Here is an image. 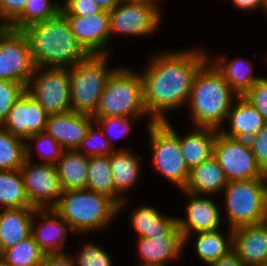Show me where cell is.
Returning <instances> with one entry per match:
<instances>
[{
  "label": "cell",
  "instance_id": "15",
  "mask_svg": "<svg viewBox=\"0 0 267 266\" xmlns=\"http://www.w3.org/2000/svg\"><path fill=\"white\" fill-rule=\"evenodd\" d=\"M72 33L89 55H108L110 39L109 11L88 16H65ZM109 50V51H108Z\"/></svg>",
  "mask_w": 267,
  "mask_h": 266
},
{
  "label": "cell",
  "instance_id": "10",
  "mask_svg": "<svg viewBox=\"0 0 267 266\" xmlns=\"http://www.w3.org/2000/svg\"><path fill=\"white\" fill-rule=\"evenodd\" d=\"M213 157L229 181L267 179L258 165L247 139L230 138L218 131L214 140Z\"/></svg>",
  "mask_w": 267,
  "mask_h": 266
},
{
  "label": "cell",
  "instance_id": "17",
  "mask_svg": "<svg viewBox=\"0 0 267 266\" xmlns=\"http://www.w3.org/2000/svg\"><path fill=\"white\" fill-rule=\"evenodd\" d=\"M35 217L40 218L39 224ZM68 230L73 232L69 223L53 208L35 210L31 235L45 254L64 252Z\"/></svg>",
  "mask_w": 267,
  "mask_h": 266
},
{
  "label": "cell",
  "instance_id": "4",
  "mask_svg": "<svg viewBox=\"0 0 267 266\" xmlns=\"http://www.w3.org/2000/svg\"><path fill=\"white\" fill-rule=\"evenodd\" d=\"M53 209L76 234L103 229L119 215V205L112 198L89 189L63 191Z\"/></svg>",
  "mask_w": 267,
  "mask_h": 266
},
{
  "label": "cell",
  "instance_id": "36",
  "mask_svg": "<svg viewBox=\"0 0 267 266\" xmlns=\"http://www.w3.org/2000/svg\"><path fill=\"white\" fill-rule=\"evenodd\" d=\"M115 150L95 121L91 124L86 137L77 148L78 152L88 157L110 156Z\"/></svg>",
  "mask_w": 267,
  "mask_h": 266
},
{
  "label": "cell",
  "instance_id": "23",
  "mask_svg": "<svg viewBox=\"0 0 267 266\" xmlns=\"http://www.w3.org/2000/svg\"><path fill=\"white\" fill-rule=\"evenodd\" d=\"M136 240L141 258L138 266H167L168 261L181 257L185 248L183 236L140 237Z\"/></svg>",
  "mask_w": 267,
  "mask_h": 266
},
{
  "label": "cell",
  "instance_id": "45",
  "mask_svg": "<svg viewBox=\"0 0 267 266\" xmlns=\"http://www.w3.org/2000/svg\"><path fill=\"white\" fill-rule=\"evenodd\" d=\"M232 4L243 11H254L258 8L263 9L267 15V0H230Z\"/></svg>",
  "mask_w": 267,
  "mask_h": 266
},
{
  "label": "cell",
  "instance_id": "5",
  "mask_svg": "<svg viewBox=\"0 0 267 266\" xmlns=\"http://www.w3.org/2000/svg\"><path fill=\"white\" fill-rule=\"evenodd\" d=\"M118 67L109 77L93 117L146 116L140 72Z\"/></svg>",
  "mask_w": 267,
  "mask_h": 266
},
{
  "label": "cell",
  "instance_id": "37",
  "mask_svg": "<svg viewBox=\"0 0 267 266\" xmlns=\"http://www.w3.org/2000/svg\"><path fill=\"white\" fill-rule=\"evenodd\" d=\"M141 117L144 118V116L93 118L96 124H98L101 128L110 145L114 147L112 138L117 139L125 137L130 132L132 123H135V121L137 122V120H140Z\"/></svg>",
  "mask_w": 267,
  "mask_h": 266
},
{
  "label": "cell",
  "instance_id": "7",
  "mask_svg": "<svg viewBox=\"0 0 267 266\" xmlns=\"http://www.w3.org/2000/svg\"><path fill=\"white\" fill-rule=\"evenodd\" d=\"M223 193L229 228L267 221V179L229 181Z\"/></svg>",
  "mask_w": 267,
  "mask_h": 266
},
{
  "label": "cell",
  "instance_id": "47",
  "mask_svg": "<svg viewBox=\"0 0 267 266\" xmlns=\"http://www.w3.org/2000/svg\"><path fill=\"white\" fill-rule=\"evenodd\" d=\"M103 10L111 11L119 4V0H94Z\"/></svg>",
  "mask_w": 267,
  "mask_h": 266
},
{
  "label": "cell",
  "instance_id": "28",
  "mask_svg": "<svg viewBox=\"0 0 267 266\" xmlns=\"http://www.w3.org/2000/svg\"><path fill=\"white\" fill-rule=\"evenodd\" d=\"M223 74L231 89L238 95L243 96L262 77L253 76V64L239 57L229 62L223 57L210 60Z\"/></svg>",
  "mask_w": 267,
  "mask_h": 266
},
{
  "label": "cell",
  "instance_id": "13",
  "mask_svg": "<svg viewBox=\"0 0 267 266\" xmlns=\"http://www.w3.org/2000/svg\"><path fill=\"white\" fill-rule=\"evenodd\" d=\"M30 205L36 209L54 208L60 199L63 188L57 174L56 165L34 163L25 159L19 169Z\"/></svg>",
  "mask_w": 267,
  "mask_h": 266
},
{
  "label": "cell",
  "instance_id": "11",
  "mask_svg": "<svg viewBox=\"0 0 267 266\" xmlns=\"http://www.w3.org/2000/svg\"><path fill=\"white\" fill-rule=\"evenodd\" d=\"M35 68L26 35L8 27L0 29V80L19 82L27 88Z\"/></svg>",
  "mask_w": 267,
  "mask_h": 266
},
{
  "label": "cell",
  "instance_id": "6",
  "mask_svg": "<svg viewBox=\"0 0 267 266\" xmlns=\"http://www.w3.org/2000/svg\"><path fill=\"white\" fill-rule=\"evenodd\" d=\"M108 55H90L86 60L69 67L71 109L94 116L102 91L117 69L108 68Z\"/></svg>",
  "mask_w": 267,
  "mask_h": 266
},
{
  "label": "cell",
  "instance_id": "43",
  "mask_svg": "<svg viewBox=\"0 0 267 266\" xmlns=\"http://www.w3.org/2000/svg\"><path fill=\"white\" fill-rule=\"evenodd\" d=\"M28 0H0V24L8 27L23 11Z\"/></svg>",
  "mask_w": 267,
  "mask_h": 266
},
{
  "label": "cell",
  "instance_id": "24",
  "mask_svg": "<svg viewBox=\"0 0 267 266\" xmlns=\"http://www.w3.org/2000/svg\"><path fill=\"white\" fill-rule=\"evenodd\" d=\"M36 208L2 209L0 213V254L31 235Z\"/></svg>",
  "mask_w": 267,
  "mask_h": 266
},
{
  "label": "cell",
  "instance_id": "21",
  "mask_svg": "<svg viewBox=\"0 0 267 266\" xmlns=\"http://www.w3.org/2000/svg\"><path fill=\"white\" fill-rule=\"evenodd\" d=\"M130 224L138 238L183 236L177 218L161 214L155 207L141 205L130 214Z\"/></svg>",
  "mask_w": 267,
  "mask_h": 266
},
{
  "label": "cell",
  "instance_id": "14",
  "mask_svg": "<svg viewBox=\"0 0 267 266\" xmlns=\"http://www.w3.org/2000/svg\"><path fill=\"white\" fill-rule=\"evenodd\" d=\"M181 191L189 199L185 209V218H177L178 228L182 232L184 247H186L193 233L219 230L223 219H221L218 205L210 198V195Z\"/></svg>",
  "mask_w": 267,
  "mask_h": 266
},
{
  "label": "cell",
  "instance_id": "29",
  "mask_svg": "<svg viewBox=\"0 0 267 266\" xmlns=\"http://www.w3.org/2000/svg\"><path fill=\"white\" fill-rule=\"evenodd\" d=\"M228 230L227 236L220 229L196 233L194 245L201 261L208 265L233 251V229Z\"/></svg>",
  "mask_w": 267,
  "mask_h": 266
},
{
  "label": "cell",
  "instance_id": "2",
  "mask_svg": "<svg viewBox=\"0 0 267 266\" xmlns=\"http://www.w3.org/2000/svg\"><path fill=\"white\" fill-rule=\"evenodd\" d=\"M22 32L28 39L35 67L69 68L90 56L77 41L61 12L26 27Z\"/></svg>",
  "mask_w": 267,
  "mask_h": 266
},
{
  "label": "cell",
  "instance_id": "42",
  "mask_svg": "<svg viewBox=\"0 0 267 266\" xmlns=\"http://www.w3.org/2000/svg\"><path fill=\"white\" fill-rule=\"evenodd\" d=\"M248 142L258 165L267 174V123Z\"/></svg>",
  "mask_w": 267,
  "mask_h": 266
},
{
  "label": "cell",
  "instance_id": "49",
  "mask_svg": "<svg viewBox=\"0 0 267 266\" xmlns=\"http://www.w3.org/2000/svg\"><path fill=\"white\" fill-rule=\"evenodd\" d=\"M0 266H9V265L0 257Z\"/></svg>",
  "mask_w": 267,
  "mask_h": 266
},
{
  "label": "cell",
  "instance_id": "26",
  "mask_svg": "<svg viewBox=\"0 0 267 266\" xmlns=\"http://www.w3.org/2000/svg\"><path fill=\"white\" fill-rule=\"evenodd\" d=\"M218 130L208 127H195L183 136L179 134L182 155L189 170L213 156L214 140Z\"/></svg>",
  "mask_w": 267,
  "mask_h": 266
},
{
  "label": "cell",
  "instance_id": "30",
  "mask_svg": "<svg viewBox=\"0 0 267 266\" xmlns=\"http://www.w3.org/2000/svg\"><path fill=\"white\" fill-rule=\"evenodd\" d=\"M0 206L1 210L32 207L19 169L0 171Z\"/></svg>",
  "mask_w": 267,
  "mask_h": 266
},
{
  "label": "cell",
  "instance_id": "18",
  "mask_svg": "<svg viewBox=\"0 0 267 266\" xmlns=\"http://www.w3.org/2000/svg\"><path fill=\"white\" fill-rule=\"evenodd\" d=\"M93 122V116L75 111L50 114L45 132L52 136L64 150H77Z\"/></svg>",
  "mask_w": 267,
  "mask_h": 266
},
{
  "label": "cell",
  "instance_id": "41",
  "mask_svg": "<svg viewBox=\"0 0 267 266\" xmlns=\"http://www.w3.org/2000/svg\"><path fill=\"white\" fill-rule=\"evenodd\" d=\"M61 13L64 16H88L103 11L94 0H64Z\"/></svg>",
  "mask_w": 267,
  "mask_h": 266
},
{
  "label": "cell",
  "instance_id": "1",
  "mask_svg": "<svg viewBox=\"0 0 267 266\" xmlns=\"http://www.w3.org/2000/svg\"><path fill=\"white\" fill-rule=\"evenodd\" d=\"M208 59L207 52L192 47L158 52L150 58L141 71L148 124L166 122L168 111L187 105L195 74Z\"/></svg>",
  "mask_w": 267,
  "mask_h": 266
},
{
  "label": "cell",
  "instance_id": "32",
  "mask_svg": "<svg viewBox=\"0 0 267 266\" xmlns=\"http://www.w3.org/2000/svg\"><path fill=\"white\" fill-rule=\"evenodd\" d=\"M61 12V4L51 0H28L22 13L8 26L16 31L43 22L57 16Z\"/></svg>",
  "mask_w": 267,
  "mask_h": 266
},
{
  "label": "cell",
  "instance_id": "46",
  "mask_svg": "<svg viewBox=\"0 0 267 266\" xmlns=\"http://www.w3.org/2000/svg\"><path fill=\"white\" fill-rule=\"evenodd\" d=\"M207 266H245L234 251Z\"/></svg>",
  "mask_w": 267,
  "mask_h": 266
},
{
  "label": "cell",
  "instance_id": "9",
  "mask_svg": "<svg viewBox=\"0 0 267 266\" xmlns=\"http://www.w3.org/2000/svg\"><path fill=\"white\" fill-rule=\"evenodd\" d=\"M26 91L49 115L72 111L68 67H36Z\"/></svg>",
  "mask_w": 267,
  "mask_h": 266
},
{
  "label": "cell",
  "instance_id": "19",
  "mask_svg": "<svg viewBox=\"0 0 267 266\" xmlns=\"http://www.w3.org/2000/svg\"><path fill=\"white\" fill-rule=\"evenodd\" d=\"M233 251L245 266H266L267 221L234 228Z\"/></svg>",
  "mask_w": 267,
  "mask_h": 266
},
{
  "label": "cell",
  "instance_id": "40",
  "mask_svg": "<svg viewBox=\"0 0 267 266\" xmlns=\"http://www.w3.org/2000/svg\"><path fill=\"white\" fill-rule=\"evenodd\" d=\"M243 97L257 109L267 123V77L262 76Z\"/></svg>",
  "mask_w": 267,
  "mask_h": 266
},
{
  "label": "cell",
  "instance_id": "27",
  "mask_svg": "<svg viewBox=\"0 0 267 266\" xmlns=\"http://www.w3.org/2000/svg\"><path fill=\"white\" fill-rule=\"evenodd\" d=\"M89 157L77 150H64L56 163L63 191L87 189Z\"/></svg>",
  "mask_w": 267,
  "mask_h": 266
},
{
  "label": "cell",
  "instance_id": "39",
  "mask_svg": "<svg viewBox=\"0 0 267 266\" xmlns=\"http://www.w3.org/2000/svg\"><path fill=\"white\" fill-rule=\"evenodd\" d=\"M26 92L19 82L0 80V126L5 122L14 103Z\"/></svg>",
  "mask_w": 267,
  "mask_h": 266
},
{
  "label": "cell",
  "instance_id": "31",
  "mask_svg": "<svg viewBox=\"0 0 267 266\" xmlns=\"http://www.w3.org/2000/svg\"><path fill=\"white\" fill-rule=\"evenodd\" d=\"M109 156L89 157L87 189L109 196L115 201V182Z\"/></svg>",
  "mask_w": 267,
  "mask_h": 266
},
{
  "label": "cell",
  "instance_id": "16",
  "mask_svg": "<svg viewBox=\"0 0 267 266\" xmlns=\"http://www.w3.org/2000/svg\"><path fill=\"white\" fill-rule=\"evenodd\" d=\"M48 113L27 91L14 103L2 127L23 140L45 132Z\"/></svg>",
  "mask_w": 267,
  "mask_h": 266
},
{
  "label": "cell",
  "instance_id": "12",
  "mask_svg": "<svg viewBox=\"0 0 267 266\" xmlns=\"http://www.w3.org/2000/svg\"><path fill=\"white\" fill-rule=\"evenodd\" d=\"M158 6V3L119 2L109 11L110 38L116 34L144 37L154 33L162 20Z\"/></svg>",
  "mask_w": 267,
  "mask_h": 266
},
{
  "label": "cell",
  "instance_id": "3",
  "mask_svg": "<svg viewBox=\"0 0 267 266\" xmlns=\"http://www.w3.org/2000/svg\"><path fill=\"white\" fill-rule=\"evenodd\" d=\"M199 68L192 82L187 108L195 127L221 130L228 112L238 97L231 89L223 74L210 61Z\"/></svg>",
  "mask_w": 267,
  "mask_h": 266
},
{
  "label": "cell",
  "instance_id": "34",
  "mask_svg": "<svg viewBox=\"0 0 267 266\" xmlns=\"http://www.w3.org/2000/svg\"><path fill=\"white\" fill-rule=\"evenodd\" d=\"M26 159L25 140L0 126V171L20 169Z\"/></svg>",
  "mask_w": 267,
  "mask_h": 266
},
{
  "label": "cell",
  "instance_id": "48",
  "mask_svg": "<svg viewBox=\"0 0 267 266\" xmlns=\"http://www.w3.org/2000/svg\"><path fill=\"white\" fill-rule=\"evenodd\" d=\"M119 2H142V3H157L158 0H119Z\"/></svg>",
  "mask_w": 267,
  "mask_h": 266
},
{
  "label": "cell",
  "instance_id": "25",
  "mask_svg": "<svg viewBox=\"0 0 267 266\" xmlns=\"http://www.w3.org/2000/svg\"><path fill=\"white\" fill-rule=\"evenodd\" d=\"M228 180L217 160L212 156L190 170L183 191L197 195H218L227 186Z\"/></svg>",
  "mask_w": 267,
  "mask_h": 266
},
{
  "label": "cell",
  "instance_id": "35",
  "mask_svg": "<svg viewBox=\"0 0 267 266\" xmlns=\"http://www.w3.org/2000/svg\"><path fill=\"white\" fill-rule=\"evenodd\" d=\"M35 143L36 153L39 154L40 159L43 160L42 163L53 164L56 163L61 158V155L64 151L62 146L50 135L46 132H41L38 134H33L29 137L26 143V159L32 160L33 155V147L31 144Z\"/></svg>",
  "mask_w": 267,
  "mask_h": 266
},
{
  "label": "cell",
  "instance_id": "33",
  "mask_svg": "<svg viewBox=\"0 0 267 266\" xmlns=\"http://www.w3.org/2000/svg\"><path fill=\"white\" fill-rule=\"evenodd\" d=\"M0 257L9 266H41L45 253L30 235L14 246L3 250Z\"/></svg>",
  "mask_w": 267,
  "mask_h": 266
},
{
  "label": "cell",
  "instance_id": "8",
  "mask_svg": "<svg viewBox=\"0 0 267 266\" xmlns=\"http://www.w3.org/2000/svg\"><path fill=\"white\" fill-rule=\"evenodd\" d=\"M148 133L153 168L171 184L183 190L189 179L190 170L182 155L179 132H176L168 120L148 124Z\"/></svg>",
  "mask_w": 267,
  "mask_h": 266
},
{
  "label": "cell",
  "instance_id": "44",
  "mask_svg": "<svg viewBox=\"0 0 267 266\" xmlns=\"http://www.w3.org/2000/svg\"><path fill=\"white\" fill-rule=\"evenodd\" d=\"M41 266H75L73 256L69 252L45 254Z\"/></svg>",
  "mask_w": 267,
  "mask_h": 266
},
{
  "label": "cell",
  "instance_id": "22",
  "mask_svg": "<svg viewBox=\"0 0 267 266\" xmlns=\"http://www.w3.org/2000/svg\"><path fill=\"white\" fill-rule=\"evenodd\" d=\"M236 101V102H235ZM228 112L230 129L219 130L223 135L236 139H249L255 136L265 125L264 117L243 96H238Z\"/></svg>",
  "mask_w": 267,
  "mask_h": 266
},
{
  "label": "cell",
  "instance_id": "20",
  "mask_svg": "<svg viewBox=\"0 0 267 266\" xmlns=\"http://www.w3.org/2000/svg\"><path fill=\"white\" fill-rule=\"evenodd\" d=\"M140 156L125 148L115 150L110 156V166L115 182V202L119 205V213L125 206V193L137 185L141 175Z\"/></svg>",
  "mask_w": 267,
  "mask_h": 266
},
{
  "label": "cell",
  "instance_id": "38",
  "mask_svg": "<svg viewBox=\"0 0 267 266\" xmlns=\"http://www.w3.org/2000/svg\"><path fill=\"white\" fill-rule=\"evenodd\" d=\"M80 248L77 256H73L75 266H113L112 257L102 246L86 242Z\"/></svg>",
  "mask_w": 267,
  "mask_h": 266
}]
</instances>
